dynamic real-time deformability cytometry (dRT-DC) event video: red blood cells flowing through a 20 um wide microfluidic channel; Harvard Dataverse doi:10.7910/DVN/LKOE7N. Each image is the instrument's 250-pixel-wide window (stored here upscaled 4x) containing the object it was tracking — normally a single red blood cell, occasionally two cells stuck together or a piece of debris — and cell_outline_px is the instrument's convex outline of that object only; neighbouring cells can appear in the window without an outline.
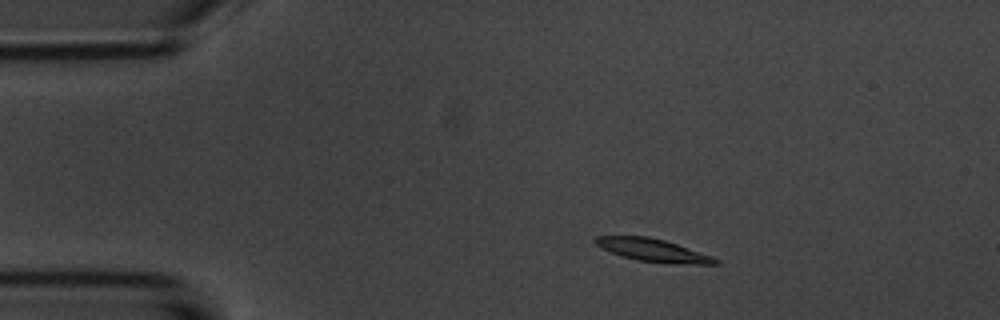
{"species": "common noctule bat (a hibernating species)", "species_latin": "Nyctalus noctula", "temperature_condition": "room temperature", "stored_images_in_passage": 6, "camera_frame_rate_fps": 3000, "um_per_image_px": 0.085, "animal": {"sex": "male", "body_mass_g": 20.1, "forearm_length_mm": 53.5}, "frame": {"image": 1, "passage_image": 2, "time_ms": 1.0, "image_size_px": [1000, 320], "cell_outline_px": [[720, 264], [668, 264], [636, 260], [612, 252], [596, 244], [592, 240], [596, 236], [648, 236], [664, 240], [712, 256], [720, 260]], "centroid_in_image_um": [55.54, 21.28], "position_along_channel_um": 29.5, "area_um2": 15.84}}
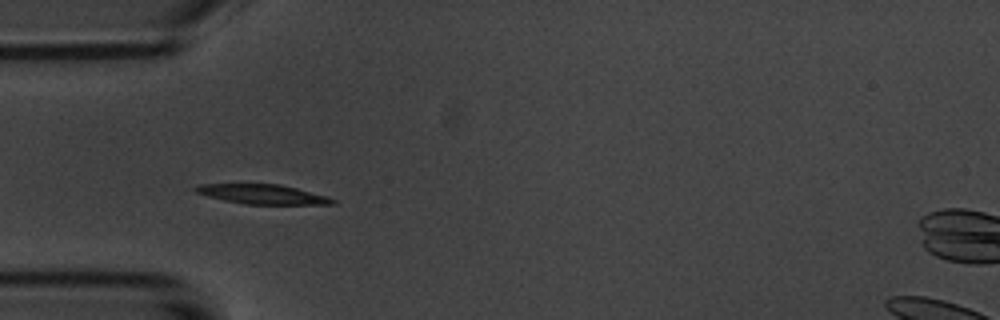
{"frame": {"image": 2, "passage_image": 4, "time_ms": 3.333, "image_size_px": [1000, 320], "cell_outline_px": [[336, 204], [244, 204], [224, 200], [208, 196], [196, 192], [192, 188], [200, 184], [280, 184], [328, 196], [336, 200]], "centroid_in_image_um": [22.32, 16.51], "position_along_channel_um": 62.7, "area_um2": 15.55}}
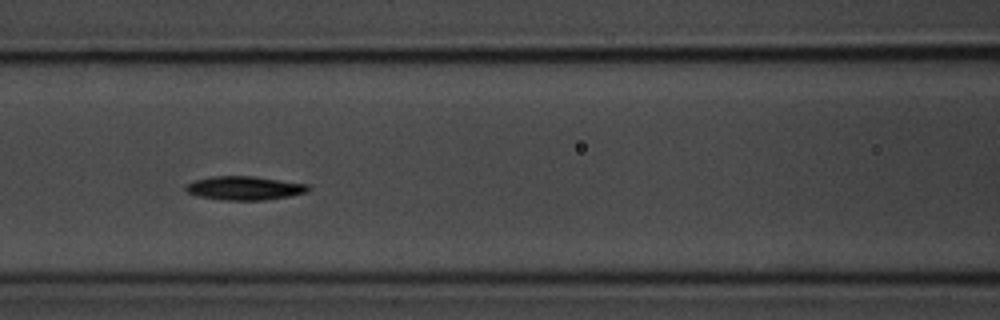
{"frame": {"image": 3, "passage_image": 6, "time_ms": 5.667, "image_size_px": [1000, 320], "cell_outline_px": [[312, 188], [308, 192], [288, 196], [264, 200], [224, 200], [200, 196], [188, 192], [184, 188], [188, 184], [196, 180], [208, 176], [252, 176], [308, 184]], "centroid_in_image_um": [20.82, 15.98], "position_along_channel_um": 145.8, "area_um2": 16.82}}